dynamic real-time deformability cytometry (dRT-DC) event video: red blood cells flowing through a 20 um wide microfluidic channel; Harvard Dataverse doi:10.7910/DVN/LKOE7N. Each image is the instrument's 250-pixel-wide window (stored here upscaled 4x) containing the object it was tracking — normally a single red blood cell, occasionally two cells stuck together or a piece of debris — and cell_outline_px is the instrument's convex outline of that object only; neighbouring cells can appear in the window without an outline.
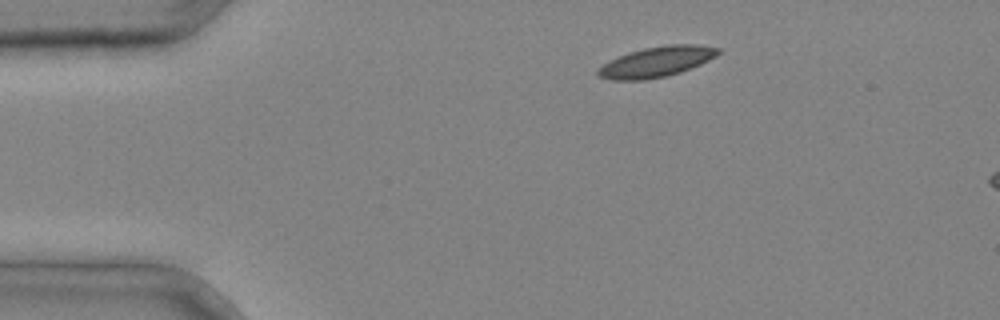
{"species": "common noctule bat (a hibernating species)", "species_latin": "Nyctalus noctula", "temperature_condition": "cold", "stored_images_in_passage": 3, "camera_frame_rate_fps": 3000, "um_per_image_px": 0.085, "animal": {"sex": "male", "body_mass_g": 20.4}, "frame": {"image": 1, "passage_image": 1, "time_ms": 0.0, "image_size_px": [1000, 320], "cell_outline_px": [[720, 52], [716, 56], [700, 64], [680, 72], [664, 76], [644, 80], [612, 80], [600, 76], [596, 72], [604, 64], [628, 52], [644, 48], [668, 44], [696, 44], [720, 48]], "centroid_in_image_um": [55.83, 5.24], "position_along_channel_um": 29.2, "area_um2": 20.92}}